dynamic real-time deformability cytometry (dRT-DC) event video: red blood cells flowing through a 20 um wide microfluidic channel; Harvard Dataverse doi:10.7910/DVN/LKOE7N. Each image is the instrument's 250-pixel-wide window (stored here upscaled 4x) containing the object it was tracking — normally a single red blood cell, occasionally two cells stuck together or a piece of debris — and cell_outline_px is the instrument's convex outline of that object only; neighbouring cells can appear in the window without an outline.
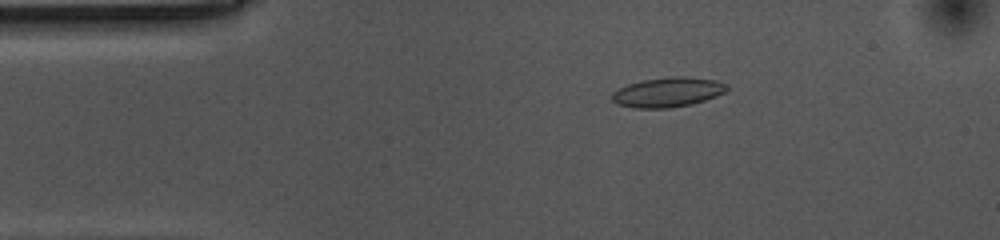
{"species": "common noctule bat (a hibernating species)", "species_latin": "Nyctalus noctula", "temperature_condition": "cold", "stored_images_in_passage": 55, "camera_frame_rate_fps": 3000, "um_per_image_px": 0.085, "animal": {"sex": "female", "body_mass_g": 10.0, "forearm_length_mm": 53.1}, "frame": {"image": 1, "passage_image": 9, "time_ms": 2.667, "image_size_px": [1000, 240], "cell_outline_px": [[728, 88], [724, 92], [716, 96], [692, 104], [668, 108], [636, 108], [616, 104], [612, 100], [612, 92], [628, 84], [640, 80], [672, 76], [684, 76], [716, 80], [728, 84]], "centroid_in_image_um": [56.75, 7.83], "position_along_channel_um": 28.2, "area_um2": 19.94}}
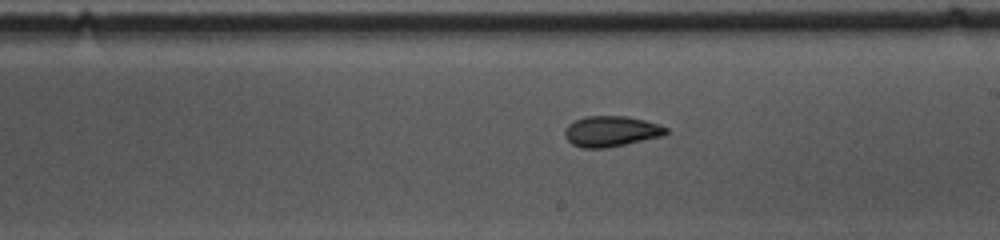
{"frame": {"image": 2, "passage_image": 30, "time_ms": 9.667, "image_size_px": [1000, 240], "cell_outline_px": [[668, 132], [664, 136], [608, 148], [580, 148], [572, 144], [564, 136], [564, 132], [568, 124], [584, 116], [628, 116], [660, 124], [668, 128]], "centroid_in_image_um": [51.96, 11.17], "position_along_channel_um": 237.0, "area_um2": 18.32}}
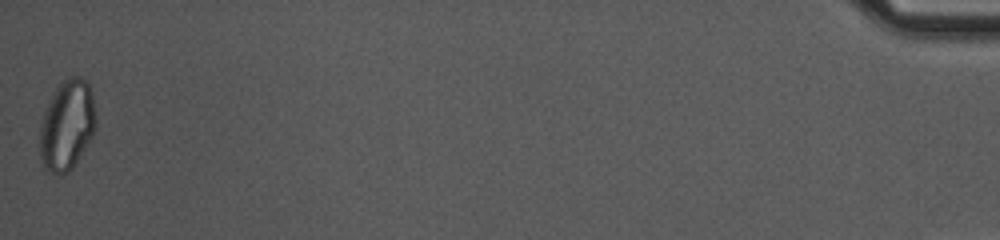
{"frame": {"image": 3, "passage_image": 55, "time_ms": 18.0, "image_size_px": [1000, 240], "cell_outline_px": [[96, 128], [92, 136], [72, 168], [68, 172], [52, 172], [44, 168], [40, 156], [40, 128], [44, 112], [56, 88], [64, 80], [72, 76], [80, 76], [88, 80], [92, 92], [96, 116]], "centroid_in_image_um": [5.72, 10.6], "position_along_channel_um": 429.5, "area_um2": 29.19}, "authors_computed_cell_mechanics": {"area_um2": 19.0162, "velocity_mm_per_s": 3.546, "shape_relaxation_time_tau1_ms": 6.9503, "shape_relaxation_time_tau2_ms": 3.1058, "deformation_change_tau1": 0.1493, "deformation_change_tau2": 0.084}}